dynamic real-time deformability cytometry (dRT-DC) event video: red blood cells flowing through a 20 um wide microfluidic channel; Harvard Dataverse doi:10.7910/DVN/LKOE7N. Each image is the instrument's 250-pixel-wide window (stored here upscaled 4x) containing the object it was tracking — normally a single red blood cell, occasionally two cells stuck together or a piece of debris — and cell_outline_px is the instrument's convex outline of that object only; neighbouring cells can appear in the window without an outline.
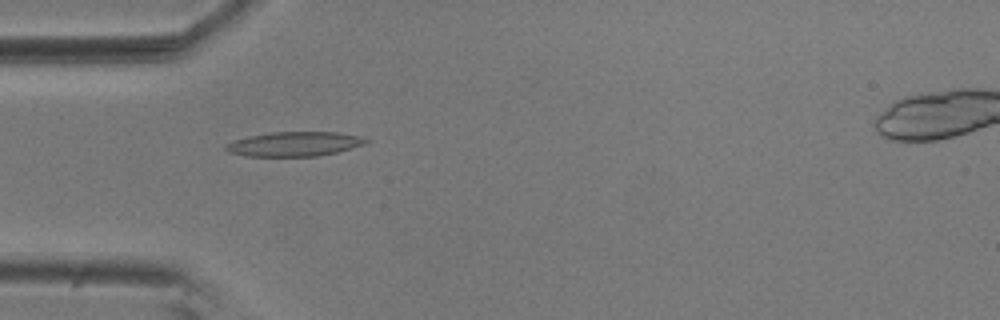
{"species": "common noctule bat (a hibernating species)", "species_latin": "Nyctalus noctula", "temperature_condition": "room temperature", "stored_images_in_passage": 55, "camera_frame_rate_fps": 3000, "um_per_image_px": 0.085, "animal": {"sex": "male", "body_mass_g": 20.5, "forearm_length_mm": 52.5}, "frame": {"image": 1, "passage_image": 16, "time_ms": 5.0, "image_size_px": [1000, 320], "cell_outline_px": [[368, 144], [336, 152], [316, 156], [244, 156], [228, 152], [224, 148], [224, 144], [232, 140], [248, 136], [272, 132], [336, 132], [360, 136], [368, 140]], "centroid_in_image_um": [24.98, 12.24], "position_along_channel_um": 60.0, "area_um2": 20.11}}
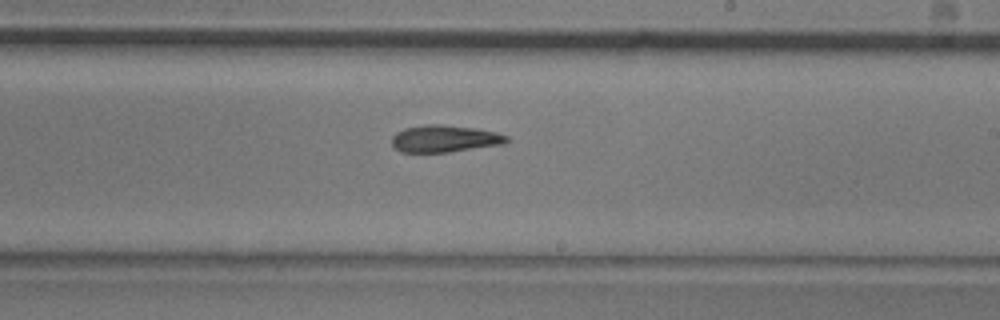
{"frame": {"image": 2, "passage_image": 32, "time_ms": 10.333, "image_size_px": [1000, 320], "cell_outline_px": [[508, 140], [504, 144], [448, 152], [400, 152], [392, 144], [392, 136], [396, 132], [404, 128], [428, 124], [440, 124], [476, 128], [496, 132], [508, 136]], "centroid_in_image_um": [37.79, 11.78], "position_along_channel_um": 251.2, "area_um2": 18.09}}
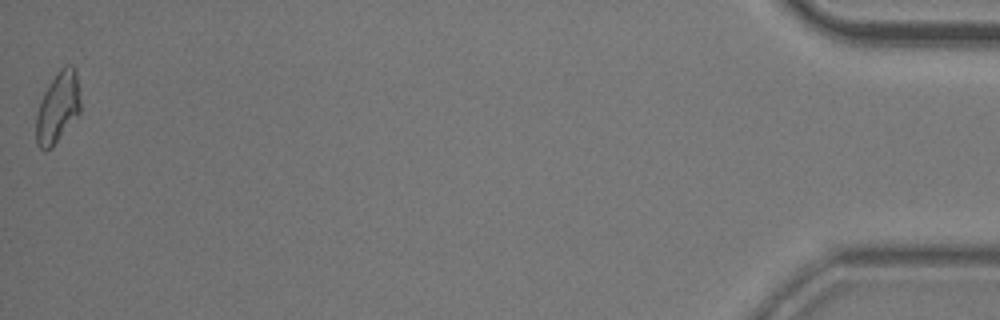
{"frame": {"image": 3, "passage_image": 55, "time_ms": 18.0, "image_size_px": [1000, 320], "cell_outline_px": [[80, 112], [52, 148], [44, 152], [36, 144], [36, 116], [44, 92], [48, 84], [56, 72], [64, 64], [72, 64], [76, 68], [80, 100]], "centroid_in_image_um": [4.91, 9.11], "position_along_channel_um": 430.3, "area_um2": 18.5}, "authors_computed_cell_mechanics": {"area_um2": 18.496, "velocity_mm_per_s": 3.6153, "shape_relaxation_time_tau1_ms": 11.3918, "shape_relaxation_time_tau2_ms": 7.0153, "deformation_change_tau1": 0.2267, "deformation_change_tau2": 0.1796}}